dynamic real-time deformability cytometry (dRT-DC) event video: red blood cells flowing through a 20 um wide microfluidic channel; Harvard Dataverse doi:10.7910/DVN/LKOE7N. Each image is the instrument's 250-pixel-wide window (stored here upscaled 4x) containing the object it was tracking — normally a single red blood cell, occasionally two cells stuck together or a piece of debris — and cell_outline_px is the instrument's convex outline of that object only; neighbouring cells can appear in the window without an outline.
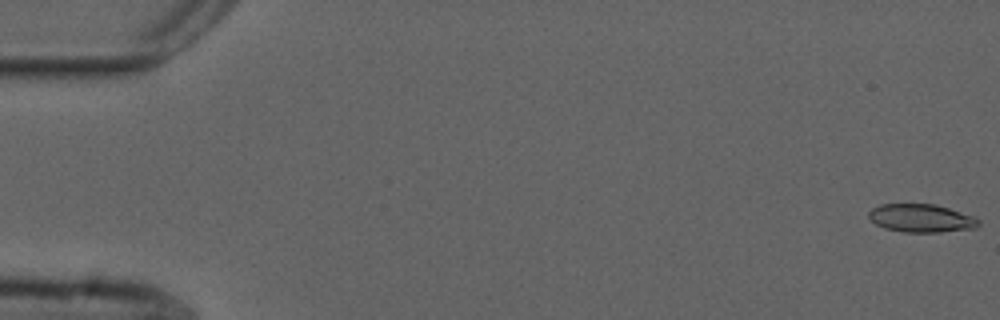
{"species": "common noctule bat (a hibernating species)", "species_latin": "Nyctalus noctula", "temperature_condition": "cold", "stored_images_in_passage": 55, "camera_frame_rate_fps": 3000, "um_per_image_px": 0.085, "animal": {"sex": "male", "forearm_length_mm": 52.5}, "frame": {"image": 1, "passage_image": 1, "time_ms": 0.0, "image_size_px": [1000, 320], "cell_outline_px": [[980, 224], [976, 228], [940, 232], [904, 232], [884, 228], [876, 224], [868, 216], [868, 212], [872, 208], [880, 204], [936, 204], [976, 216], [980, 220]], "centroid_in_image_um": [78.34, 18.54], "position_along_channel_um": 6.7, "area_um2": 18.21}}
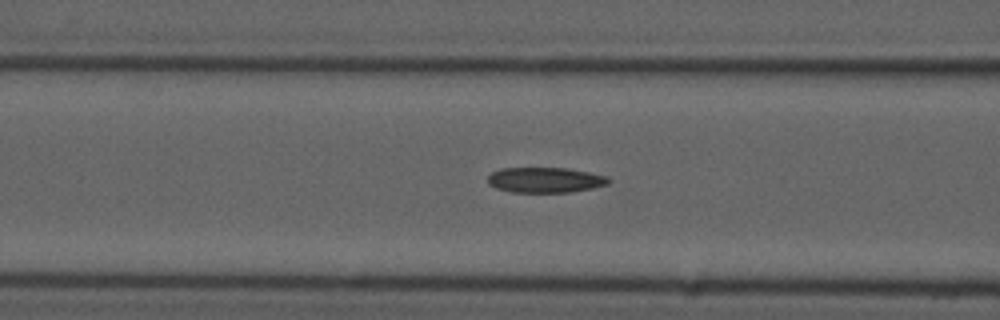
{"frame": {"image": 2, "passage_image": 22, "time_ms": 7.0, "image_size_px": [1000, 320], "cell_outline_px": [[612, 180], [608, 184], [592, 188], [568, 192], [512, 192], [496, 188], [488, 184], [488, 176], [492, 172], [500, 168], [568, 168], [608, 176]], "centroid_in_image_um": [46.34, 15.29], "position_along_channel_um": 120.3, "area_um2": 17.86}}
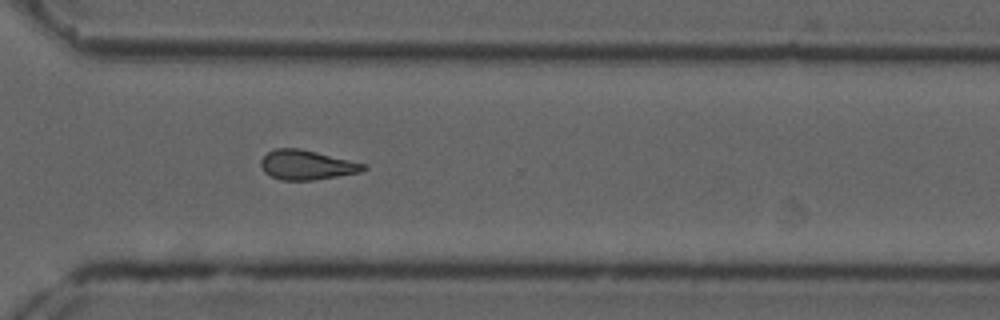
{"frame": {"image": 3, "passage_image": 40, "time_ms": 13.0, "image_size_px": [1000, 320], "cell_outline_px": [[368, 168], [360, 172], [312, 180], [280, 180], [264, 172], [260, 164], [260, 160], [268, 152], [276, 148], [300, 148], [368, 164]], "centroid_in_image_um": [26.08, 14.01], "position_along_channel_um": 344.5, "area_um2": 17.69}, "authors_computed_cell_mechanics": {"area_um2": 18.0336, "velocity_mm_per_s": 3.732, "shape_relaxation_time_tau1_ms": null, "shape_relaxation_time_tau2_ms": 5.4331, "deformation_change_tau1": null, "deformation_change_tau2": 0.1329}}